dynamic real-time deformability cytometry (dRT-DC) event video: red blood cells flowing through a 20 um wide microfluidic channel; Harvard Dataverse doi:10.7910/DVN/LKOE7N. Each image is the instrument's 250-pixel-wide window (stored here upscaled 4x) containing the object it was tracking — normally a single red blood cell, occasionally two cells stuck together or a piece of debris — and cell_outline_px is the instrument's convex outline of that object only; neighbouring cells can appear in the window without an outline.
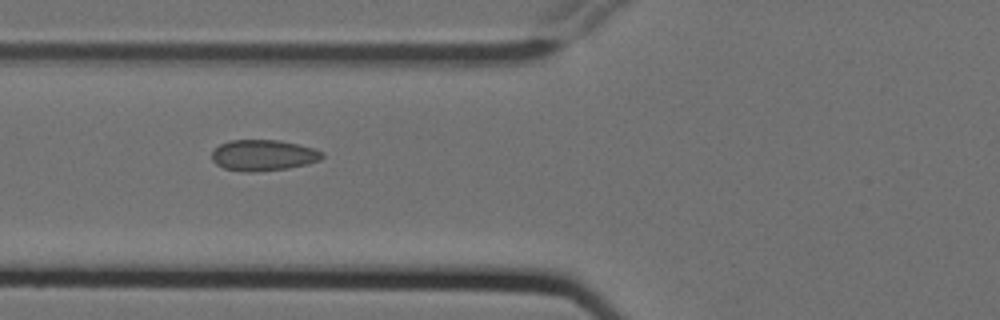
{"species": "Egyptian fruit bat (a non-hibernating species)", "species_latin": "Rousettus aegyptiacus", "temperature_condition": "cold", "stored_images_in_passage": 6, "camera_frame_rate_fps": 3000, "um_per_image_px": 0.085, "animal": {"sex": "female"}, "frame": {"image": 1, "passage_image": 3, "time_ms": 0.667, "image_size_px": [1000, 320], "cell_outline_px": [[324, 156], [320, 160], [308, 164], [288, 168], [252, 172], [244, 172], [224, 168], [216, 164], [212, 160], [212, 152], [220, 144], [228, 140], [280, 140], [312, 148], [324, 152]], "centroid_in_image_um": [22.38, 13.2], "position_along_channel_um": 103.4, "area_um2": 19.94}}
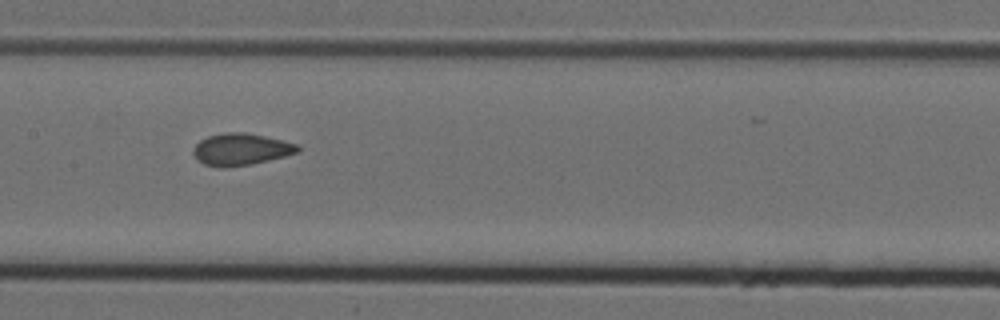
{"frame": {"image": 2, "passage_image": 5, "time_ms": 1.333, "image_size_px": [1000, 320], "cell_outline_px": [[300, 152], [252, 164], [224, 168], [216, 168], [204, 164], [196, 160], [192, 152], [192, 148], [200, 140], [208, 136], [224, 132], [244, 132], [264, 136], [296, 144], [300, 148]], "centroid_in_image_um": [20.42, 12.71], "position_along_channel_um": 187.0, "area_um2": 19.54}}
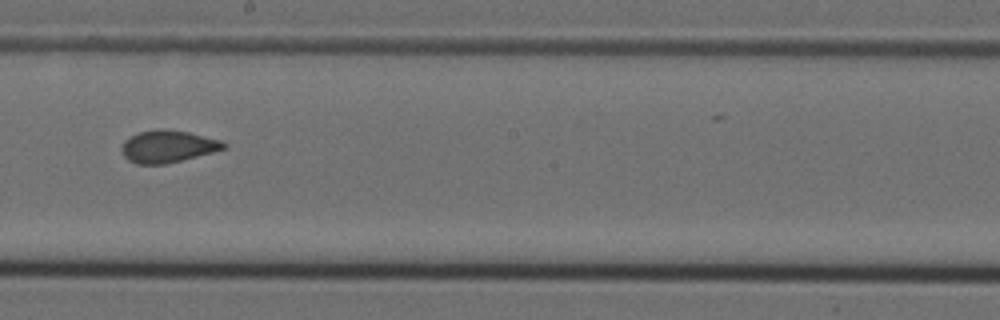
{"frame": {"image": 3, "passage_image": 6, "time_ms": 1.667, "image_size_px": [1000, 320], "cell_outline_px": [[228, 144], [224, 148], [212, 152], [164, 164], [136, 164], [128, 160], [124, 156], [120, 148], [124, 140], [140, 132], [156, 128], [164, 128], [188, 132], [220, 140]], "centroid_in_image_um": [14.22, 12.43], "position_along_channel_um": 234.0, "area_um2": 19.02}}